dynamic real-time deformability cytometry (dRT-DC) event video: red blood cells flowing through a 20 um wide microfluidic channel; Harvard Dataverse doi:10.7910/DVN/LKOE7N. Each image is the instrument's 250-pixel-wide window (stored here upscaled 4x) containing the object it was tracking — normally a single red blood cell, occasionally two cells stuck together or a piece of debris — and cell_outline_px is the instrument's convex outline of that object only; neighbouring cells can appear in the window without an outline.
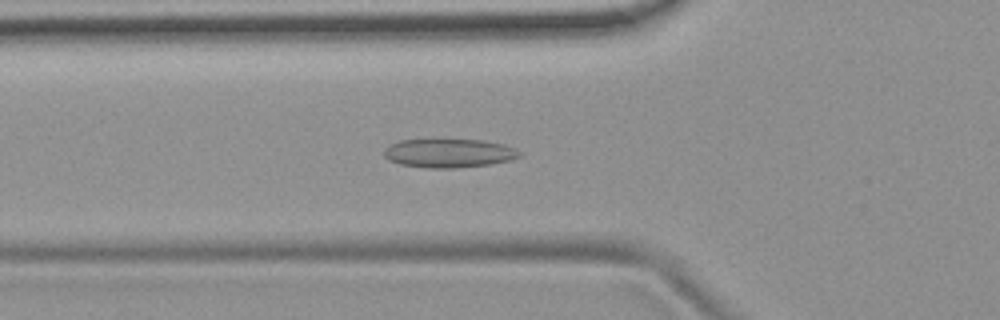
{"species": "common noctule bat (a hibernating species)", "species_latin": "Nyctalus noctula", "temperature_condition": "room temperature", "stored_images_in_passage": 40, "camera_frame_rate_fps": 3000, "um_per_image_px": 0.085, "animal": {"sex": "female", "body_mass_g": 19.9}, "frame": {"image": 1, "passage_image": 5, "time_ms": 1.333, "image_size_px": [1000, 320], "cell_outline_px": [[520, 156], [512, 160], [492, 164], [456, 168], [424, 168], [400, 164], [388, 160], [384, 156], [384, 148], [388, 144], [400, 140], [484, 140], [504, 144], [516, 148], [520, 152]], "centroid_in_image_um": [38.15, 13.02], "position_along_channel_um": 87.6, "area_um2": 22.95}}
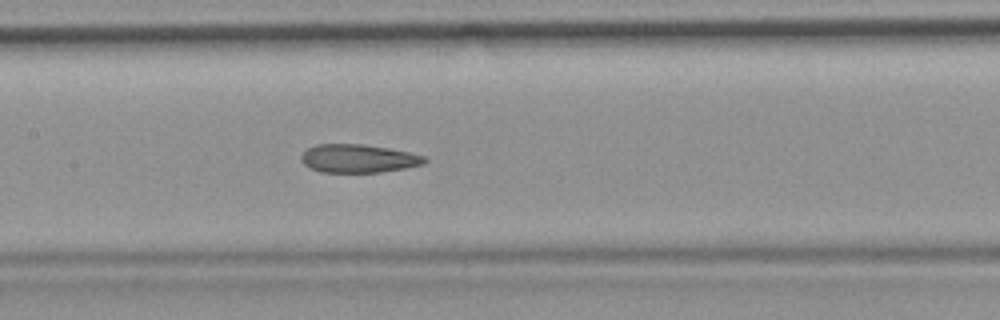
{"frame": {"image": 2, "passage_image": 12, "time_ms": 3.667, "image_size_px": [1000, 320], "cell_outline_px": [[428, 160], [424, 164], [404, 168], [380, 172], [320, 172], [304, 164], [300, 160], [300, 156], [308, 148], [316, 144], [360, 144], [388, 148], [408, 152], [424, 156]], "centroid_in_image_um": [30.44, 13.47], "position_along_channel_um": 177.0, "area_um2": 20.23}}
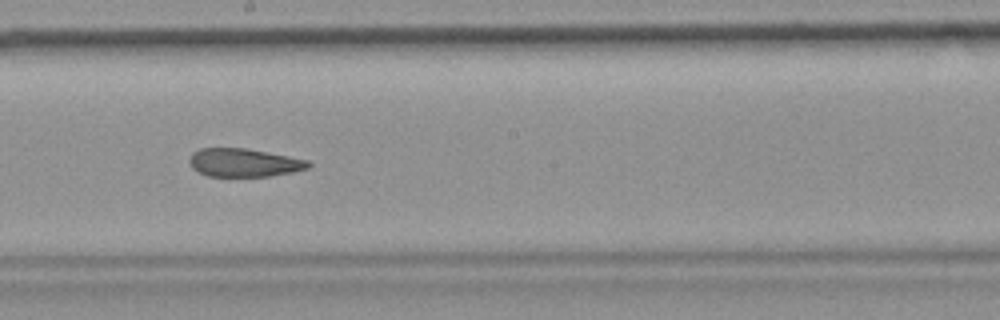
{"frame": {"image": 3, "passage_image": 16, "time_ms": 5.0, "image_size_px": [1000, 320], "cell_outline_px": [[312, 164], [308, 168], [292, 172], [272, 176], [208, 176], [196, 172], [192, 168], [188, 160], [192, 152], [200, 148], [244, 148], [288, 156], [308, 160]], "centroid_in_image_um": [20.7, 13.83], "position_along_channel_um": 227.5, "area_um2": 19.65}, "authors_computed_cell_mechanics": {"area_um2": 21.2993, "velocity_mm_per_s": 3.8099, "shape_relaxation_time_tau1_ms": null, "shape_relaxation_time_tau2_ms": 3.2464, "deformation_change_tau1": null, "deformation_change_tau2": 0.1093}}